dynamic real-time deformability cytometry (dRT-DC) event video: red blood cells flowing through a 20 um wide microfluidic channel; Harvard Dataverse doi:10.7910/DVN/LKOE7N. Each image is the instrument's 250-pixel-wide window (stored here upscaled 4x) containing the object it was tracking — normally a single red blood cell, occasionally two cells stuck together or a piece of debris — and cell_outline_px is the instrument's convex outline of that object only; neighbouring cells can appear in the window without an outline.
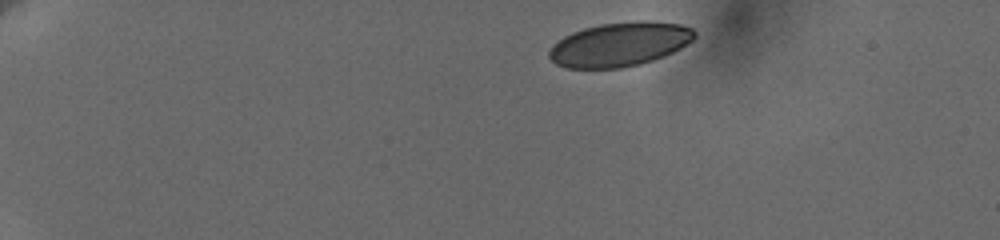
{"species": "human", "species_latin": "Homo sapiens", "temperature_condition": "cold", "stored_images_in_passage": 13, "camera_frame_rate_fps": 3000, "um_per_image_px": 0.085, "donor": {"sex": "female"}, "frame": {"image": 1, "passage_image": 1, "time_ms": 0.0, "image_size_px": [1000, 240], "cell_outline_px": [[696, 36], [692, 40], [680, 48], [664, 56], [640, 64], [620, 68], [564, 68], [556, 64], [548, 56], [548, 52], [552, 44], [564, 36], [572, 32], [584, 28], [600, 24], [632, 20], [648, 20], [680, 24], [692, 28], [696, 32]], "centroid_in_image_um": [52.66, 3.75], "position_along_channel_um": 32.3, "area_um2": 37.63}}